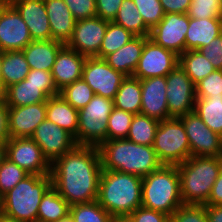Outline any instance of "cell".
<instances>
[{
	"instance_id": "cell-1",
	"label": "cell",
	"mask_w": 222,
	"mask_h": 222,
	"mask_svg": "<svg viewBox=\"0 0 222 222\" xmlns=\"http://www.w3.org/2000/svg\"><path fill=\"white\" fill-rule=\"evenodd\" d=\"M101 171L98 148L76 145L51 164L52 186L70 206L93 202L98 198Z\"/></svg>"
},
{
	"instance_id": "cell-2",
	"label": "cell",
	"mask_w": 222,
	"mask_h": 222,
	"mask_svg": "<svg viewBox=\"0 0 222 222\" xmlns=\"http://www.w3.org/2000/svg\"><path fill=\"white\" fill-rule=\"evenodd\" d=\"M97 148L102 169L105 170L143 178L163 165L152 146L136 144L126 138L106 140Z\"/></svg>"
},
{
	"instance_id": "cell-3",
	"label": "cell",
	"mask_w": 222,
	"mask_h": 222,
	"mask_svg": "<svg viewBox=\"0 0 222 222\" xmlns=\"http://www.w3.org/2000/svg\"><path fill=\"white\" fill-rule=\"evenodd\" d=\"M97 201L112 217L129 216L142 206V177L102 169Z\"/></svg>"
},
{
	"instance_id": "cell-4",
	"label": "cell",
	"mask_w": 222,
	"mask_h": 222,
	"mask_svg": "<svg viewBox=\"0 0 222 222\" xmlns=\"http://www.w3.org/2000/svg\"><path fill=\"white\" fill-rule=\"evenodd\" d=\"M184 205H205L222 168V156H191L177 165Z\"/></svg>"
},
{
	"instance_id": "cell-5",
	"label": "cell",
	"mask_w": 222,
	"mask_h": 222,
	"mask_svg": "<svg viewBox=\"0 0 222 222\" xmlns=\"http://www.w3.org/2000/svg\"><path fill=\"white\" fill-rule=\"evenodd\" d=\"M51 186V174H29L0 198V212L21 222H37L40 202Z\"/></svg>"
},
{
	"instance_id": "cell-6",
	"label": "cell",
	"mask_w": 222,
	"mask_h": 222,
	"mask_svg": "<svg viewBox=\"0 0 222 222\" xmlns=\"http://www.w3.org/2000/svg\"><path fill=\"white\" fill-rule=\"evenodd\" d=\"M184 205L177 165H162L142 178V206L171 216Z\"/></svg>"
},
{
	"instance_id": "cell-7",
	"label": "cell",
	"mask_w": 222,
	"mask_h": 222,
	"mask_svg": "<svg viewBox=\"0 0 222 222\" xmlns=\"http://www.w3.org/2000/svg\"><path fill=\"white\" fill-rule=\"evenodd\" d=\"M152 147L163 165H178L190 158V144L181 119L160 121Z\"/></svg>"
},
{
	"instance_id": "cell-8",
	"label": "cell",
	"mask_w": 222,
	"mask_h": 222,
	"mask_svg": "<svg viewBox=\"0 0 222 222\" xmlns=\"http://www.w3.org/2000/svg\"><path fill=\"white\" fill-rule=\"evenodd\" d=\"M114 108L113 100L94 95L78 110L77 145L98 147L107 140L108 118Z\"/></svg>"
},
{
	"instance_id": "cell-9",
	"label": "cell",
	"mask_w": 222,
	"mask_h": 222,
	"mask_svg": "<svg viewBox=\"0 0 222 222\" xmlns=\"http://www.w3.org/2000/svg\"><path fill=\"white\" fill-rule=\"evenodd\" d=\"M166 96L170 117L179 118L194 111L195 84L178 64L166 76Z\"/></svg>"
},
{
	"instance_id": "cell-10",
	"label": "cell",
	"mask_w": 222,
	"mask_h": 222,
	"mask_svg": "<svg viewBox=\"0 0 222 222\" xmlns=\"http://www.w3.org/2000/svg\"><path fill=\"white\" fill-rule=\"evenodd\" d=\"M125 78V75L114 70L103 58L87 57L84 62L82 79L96 95L113 100Z\"/></svg>"
},
{
	"instance_id": "cell-11",
	"label": "cell",
	"mask_w": 222,
	"mask_h": 222,
	"mask_svg": "<svg viewBox=\"0 0 222 222\" xmlns=\"http://www.w3.org/2000/svg\"><path fill=\"white\" fill-rule=\"evenodd\" d=\"M6 158L29 174H51V164L31 137L10 138L6 145Z\"/></svg>"
},
{
	"instance_id": "cell-12",
	"label": "cell",
	"mask_w": 222,
	"mask_h": 222,
	"mask_svg": "<svg viewBox=\"0 0 222 222\" xmlns=\"http://www.w3.org/2000/svg\"><path fill=\"white\" fill-rule=\"evenodd\" d=\"M179 118L188 136L191 156H222V137L208 128L195 111Z\"/></svg>"
},
{
	"instance_id": "cell-13",
	"label": "cell",
	"mask_w": 222,
	"mask_h": 222,
	"mask_svg": "<svg viewBox=\"0 0 222 222\" xmlns=\"http://www.w3.org/2000/svg\"><path fill=\"white\" fill-rule=\"evenodd\" d=\"M178 64L179 56L175 52L148 38L144 42L142 55L132 77L140 80L156 76L166 77Z\"/></svg>"
},
{
	"instance_id": "cell-14",
	"label": "cell",
	"mask_w": 222,
	"mask_h": 222,
	"mask_svg": "<svg viewBox=\"0 0 222 222\" xmlns=\"http://www.w3.org/2000/svg\"><path fill=\"white\" fill-rule=\"evenodd\" d=\"M188 26L189 16L187 14L168 13L150 30L149 39L179 56L185 52Z\"/></svg>"
},
{
	"instance_id": "cell-15",
	"label": "cell",
	"mask_w": 222,
	"mask_h": 222,
	"mask_svg": "<svg viewBox=\"0 0 222 222\" xmlns=\"http://www.w3.org/2000/svg\"><path fill=\"white\" fill-rule=\"evenodd\" d=\"M31 138L41 148L43 156L50 164L77 145L70 133L48 119L37 126Z\"/></svg>"
},
{
	"instance_id": "cell-16",
	"label": "cell",
	"mask_w": 222,
	"mask_h": 222,
	"mask_svg": "<svg viewBox=\"0 0 222 222\" xmlns=\"http://www.w3.org/2000/svg\"><path fill=\"white\" fill-rule=\"evenodd\" d=\"M108 22L97 16L77 20L73 35L66 45L81 55L95 57L101 48Z\"/></svg>"
},
{
	"instance_id": "cell-17",
	"label": "cell",
	"mask_w": 222,
	"mask_h": 222,
	"mask_svg": "<svg viewBox=\"0 0 222 222\" xmlns=\"http://www.w3.org/2000/svg\"><path fill=\"white\" fill-rule=\"evenodd\" d=\"M28 26L13 6H5L0 13V50H23L32 42Z\"/></svg>"
},
{
	"instance_id": "cell-18",
	"label": "cell",
	"mask_w": 222,
	"mask_h": 222,
	"mask_svg": "<svg viewBox=\"0 0 222 222\" xmlns=\"http://www.w3.org/2000/svg\"><path fill=\"white\" fill-rule=\"evenodd\" d=\"M141 81V114L157 121L171 118L168 113L166 77L156 76Z\"/></svg>"
},
{
	"instance_id": "cell-19",
	"label": "cell",
	"mask_w": 222,
	"mask_h": 222,
	"mask_svg": "<svg viewBox=\"0 0 222 222\" xmlns=\"http://www.w3.org/2000/svg\"><path fill=\"white\" fill-rule=\"evenodd\" d=\"M46 119V102L9 107L10 138L31 137L37 126Z\"/></svg>"
},
{
	"instance_id": "cell-20",
	"label": "cell",
	"mask_w": 222,
	"mask_h": 222,
	"mask_svg": "<svg viewBox=\"0 0 222 222\" xmlns=\"http://www.w3.org/2000/svg\"><path fill=\"white\" fill-rule=\"evenodd\" d=\"M86 58L66 44L59 50L51 71L58 91L82 79V70Z\"/></svg>"
},
{
	"instance_id": "cell-21",
	"label": "cell",
	"mask_w": 222,
	"mask_h": 222,
	"mask_svg": "<svg viewBox=\"0 0 222 222\" xmlns=\"http://www.w3.org/2000/svg\"><path fill=\"white\" fill-rule=\"evenodd\" d=\"M13 7L28 26L33 41L52 39L44 0H17Z\"/></svg>"
},
{
	"instance_id": "cell-22",
	"label": "cell",
	"mask_w": 222,
	"mask_h": 222,
	"mask_svg": "<svg viewBox=\"0 0 222 222\" xmlns=\"http://www.w3.org/2000/svg\"><path fill=\"white\" fill-rule=\"evenodd\" d=\"M52 39L67 44L71 39L76 20L63 0H44Z\"/></svg>"
},
{
	"instance_id": "cell-23",
	"label": "cell",
	"mask_w": 222,
	"mask_h": 222,
	"mask_svg": "<svg viewBox=\"0 0 222 222\" xmlns=\"http://www.w3.org/2000/svg\"><path fill=\"white\" fill-rule=\"evenodd\" d=\"M222 33V18L195 19L189 17L185 37V51L207 46Z\"/></svg>"
},
{
	"instance_id": "cell-24",
	"label": "cell",
	"mask_w": 222,
	"mask_h": 222,
	"mask_svg": "<svg viewBox=\"0 0 222 222\" xmlns=\"http://www.w3.org/2000/svg\"><path fill=\"white\" fill-rule=\"evenodd\" d=\"M149 37L136 36L117 51L107 55L104 60L116 71L132 77L142 55L144 42Z\"/></svg>"
},
{
	"instance_id": "cell-25",
	"label": "cell",
	"mask_w": 222,
	"mask_h": 222,
	"mask_svg": "<svg viewBox=\"0 0 222 222\" xmlns=\"http://www.w3.org/2000/svg\"><path fill=\"white\" fill-rule=\"evenodd\" d=\"M65 44L57 40L30 42L22 51L30 69L52 71L56 56Z\"/></svg>"
},
{
	"instance_id": "cell-26",
	"label": "cell",
	"mask_w": 222,
	"mask_h": 222,
	"mask_svg": "<svg viewBox=\"0 0 222 222\" xmlns=\"http://www.w3.org/2000/svg\"><path fill=\"white\" fill-rule=\"evenodd\" d=\"M46 119L70 133L77 144L78 110L60 95L48 98Z\"/></svg>"
},
{
	"instance_id": "cell-27",
	"label": "cell",
	"mask_w": 222,
	"mask_h": 222,
	"mask_svg": "<svg viewBox=\"0 0 222 222\" xmlns=\"http://www.w3.org/2000/svg\"><path fill=\"white\" fill-rule=\"evenodd\" d=\"M44 85H34L26 79L5 89V102L9 107H19L39 102H47Z\"/></svg>"
},
{
	"instance_id": "cell-28",
	"label": "cell",
	"mask_w": 222,
	"mask_h": 222,
	"mask_svg": "<svg viewBox=\"0 0 222 222\" xmlns=\"http://www.w3.org/2000/svg\"><path fill=\"white\" fill-rule=\"evenodd\" d=\"M29 70L28 62L22 50L3 52L0 81L5 89L24 80Z\"/></svg>"
},
{
	"instance_id": "cell-29",
	"label": "cell",
	"mask_w": 222,
	"mask_h": 222,
	"mask_svg": "<svg viewBox=\"0 0 222 222\" xmlns=\"http://www.w3.org/2000/svg\"><path fill=\"white\" fill-rule=\"evenodd\" d=\"M141 81L134 77H126L114 99V107L133 114L141 113Z\"/></svg>"
},
{
	"instance_id": "cell-30",
	"label": "cell",
	"mask_w": 222,
	"mask_h": 222,
	"mask_svg": "<svg viewBox=\"0 0 222 222\" xmlns=\"http://www.w3.org/2000/svg\"><path fill=\"white\" fill-rule=\"evenodd\" d=\"M69 211L70 205L51 186L40 202L37 222H58L62 217L69 214Z\"/></svg>"
},
{
	"instance_id": "cell-31",
	"label": "cell",
	"mask_w": 222,
	"mask_h": 222,
	"mask_svg": "<svg viewBox=\"0 0 222 222\" xmlns=\"http://www.w3.org/2000/svg\"><path fill=\"white\" fill-rule=\"evenodd\" d=\"M194 111L208 128L222 137V97H196Z\"/></svg>"
},
{
	"instance_id": "cell-32",
	"label": "cell",
	"mask_w": 222,
	"mask_h": 222,
	"mask_svg": "<svg viewBox=\"0 0 222 222\" xmlns=\"http://www.w3.org/2000/svg\"><path fill=\"white\" fill-rule=\"evenodd\" d=\"M112 22L124 27L135 36L149 37L150 29L145 25L133 0L122 1Z\"/></svg>"
},
{
	"instance_id": "cell-33",
	"label": "cell",
	"mask_w": 222,
	"mask_h": 222,
	"mask_svg": "<svg viewBox=\"0 0 222 222\" xmlns=\"http://www.w3.org/2000/svg\"><path fill=\"white\" fill-rule=\"evenodd\" d=\"M179 65L195 85L215 70L199 50H188L179 55Z\"/></svg>"
},
{
	"instance_id": "cell-34",
	"label": "cell",
	"mask_w": 222,
	"mask_h": 222,
	"mask_svg": "<svg viewBox=\"0 0 222 222\" xmlns=\"http://www.w3.org/2000/svg\"><path fill=\"white\" fill-rule=\"evenodd\" d=\"M159 121L144 114H134L127 135L128 140L146 146H152Z\"/></svg>"
},
{
	"instance_id": "cell-35",
	"label": "cell",
	"mask_w": 222,
	"mask_h": 222,
	"mask_svg": "<svg viewBox=\"0 0 222 222\" xmlns=\"http://www.w3.org/2000/svg\"><path fill=\"white\" fill-rule=\"evenodd\" d=\"M135 37V35L124 27L119 26L114 22H108L101 48L95 57L104 59L107 55L117 51Z\"/></svg>"
},
{
	"instance_id": "cell-36",
	"label": "cell",
	"mask_w": 222,
	"mask_h": 222,
	"mask_svg": "<svg viewBox=\"0 0 222 222\" xmlns=\"http://www.w3.org/2000/svg\"><path fill=\"white\" fill-rule=\"evenodd\" d=\"M74 222H111L112 216L102 208L98 201L74 204L69 211Z\"/></svg>"
},
{
	"instance_id": "cell-37",
	"label": "cell",
	"mask_w": 222,
	"mask_h": 222,
	"mask_svg": "<svg viewBox=\"0 0 222 222\" xmlns=\"http://www.w3.org/2000/svg\"><path fill=\"white\" fill-rule=\"evenodd\" d=\"M59 95L75 109L80 110L92 100L95 93L83 79H80L60 90Z\"/></svg>"
},
{
	"instance_id": "cell-38",
	"label": "cell",
	"mask_w": 222,
	"mask_h": 222,
	"mask_svg": "<svg viewBox=\"0 0 222 222\" xmlns=\"http://www.w3.org/2000/svg\"><path fill=\"white\" fill-rule=\"evenodd\" d=\"M134 114L113 108L107 124V140L127 138Z\"/></svg>"
},
{
	"instance_id": "cell-39",
	"label": "cell",
	"mask_w": 222,
	"mask_h": 222,
	"mask_svg": "<svg viewBox=\"0 0 222 222\" xmlns=\"http://www.w3.org/2000/svg\"><path fill=\"white\" fill-rule=\"evenodd\" d=\"M28 175L24 169L5 158L0 165V198Z\"/></svg>"
},
{
	"instance_id": "cell-40",
	"label": "cell",
	"mask_w": 222,
	"mask_h": 222,
	"mask_svg": "<svg viewBox=\"0 0 222 222\" xmlns=\"http://www.w3.org/2000/svg\"><path fill=\"white\" fill-rule=\"evenodd\" d=\"M187 15L190 18H222V0H192Z\"/></svg>"
},
{
	"instance_id": "cell-41",
	"label": "cell",
	"mask_w": 222,
	"mask_h": 222,
	"mask_svg": "<svg viewBox=\"0 0 222 222\" xmlns=\"http://www.w3.org/2000/svg\"><path fill=\"white\" fill-rule=\"evenodd\" d=\"M145 25L151 30L154 28L164 17L160 0H133Z\"/></svg>"
},
{
	"instance_id": "cell-42",
	"label": "cell",
	"mask_w": 222,
	"mask_h": 222,
	"mask_svg": "<svg viewBox=\"0 0 222 222\" xmlns=\"http://www.w3.org/2000/svg\"><path fill=\"white\" fill-rule=\"evenodd\" d=\"M196 97H222V70H214L196 85Z\"/></svg>"
},
{
	"instance_id": "cell-43",
	"label": "cell",
	"mask_w": 222,
	"mask_h": 222,
	"mask_svg": "<svg viewBox=\"0 0 222 222\" xmlns=\"http://www.w3.org/2000/svg\"><path fill=\"white\" fill-rule=\"evenodd\" d=\"M170 222H208L206 205H182L170 216Z\"/></svg>"
},
{
	"instance_id": "cell-44",
	"label": "cell",
	"mask_w": 222,
	"mask_h": 222,
	"mask_svg": "<svg viewBox=\"0 0 222 222\" xmlns=\"http://www.w3.org/2000/svg\"><path fill=\"white\" fill-rule=\"evenodd\" d=\"M25 79L34 85H44V94L48 98L59 95L50 71L30 69Z\"/></svg>"
},
{
	"instance_id": "cell-45",
	"label": "cell",
	"mask_w": 222,
	"mask_h": 222,
	"mask_svg": "<svg viewBox=\"0 0 222 222\" xmlns=\"http://www.w3.org/2000/svg\"><path fill=\"white\" fill-rule=\"evenodd\" d=\"M74 19L82 20L96 17V0H63Z\"/></svg>"
},
{
	"instance_id": "cell-46",
	"label": "cell",
	"mask_w": 222,
	"mask_h": 222,
	"mask_svg": "<svg viewBox=\"0 0 222 222\" xmlns=\"http://www.w3.org/2000/svg\"><path fill=\"white\" fill-rule=\"evenodd\" d=\"M216 70H222V33L207 46L198 49Z\"/></svg>"
},
{
	"instance_id": "cell-47",
	"label": "cell",
	"mask_w": 222,
	"mask_h": 222,
	"mask_svg": "<svg viewBox=\"0 0 222 222\" xmlns=\"http://www.w3.org/2000/svg\"><path fill=\"white\" fill-rule=\"evenodd\" d=\"M131 222H170V216L160 211L140 206L129 216Z\"/></svg>"
},
{
	"instance_id": "cell-48",
	"label": "cell",
	"mask_w": 222,
	"mask_h": 222,
	"mask_svg": "<svg viewBox=\"0 0 222 222\" xmlns=\"http://www.w3.org/2000/svg\"><path fill=\"white\" fill-rule=\"evenodd\" d=\"M123 0H96V16L112 22Z\"/></svg>"
},
{
	"instance_id": "cell-49",
	"label": "cell",
	"mask_w": 222,
	"mask_h": 222,
	"mask_svg": "<svg viewBox=\"0 0 222 222\" xmlns=\"http://www.w3.org/2000/svg\"><path fill=\"white\" fill-rule=\"evenodd\" d=\"M191 1L192 0H160V3L165 14H187Z\"/></svg>"
},
{
	"instance_id": "cell-50",
	"label": "cell",
	"mask_w": 222,
	"mask_h": 222,
	"mask_svg": "<svg viewBox=\"0 0 222 222\" xmlns=\"http://www.w3.org/2000/svg\"><path fill=\"white\" fill-rule=\"evenodd\" d=\"M10 139L9 134V106L0 103V141H7Z\"/></svg>"
},
{
	"instance_id": "cell-51",
	"label": "cell",
	"mask_w": 222,
	"mask_h": 222,
	"mask_svg": "<svg viewBox=\"0 0 222 222\" xmlns=\"http://www.w3.org/2000/svg\"><path fill=\"white\" fill-rule=\"evenodd\" d=\"M205 205H222V168L220 170L218 178L212 186L211 193Z\"/></svg>"
},
{
	"instance_id": "cell-52",
	"label": "cell",
	"mask_w": 222,
	"mask_h": 222,
	"mask_svg": "<svg viewBox=\"0 0 222 222\" xmlns=\"http://www.w3.org/2000/svg\"><path fill=\"white\" fill-rule=\"evenodd\" d=\"M208 222H222V205L206 206Z\"/></svg>"
},
{
	"instance_id": "cell-53",
	"label": "cell",
	"mask_w": 222,
	"mask_h": 222,
	"mask_svg": "<svg viewBox=\"0 0 222 222\" xmlns=\"http://www.w3.org/2000/svg\"><path fill=\"white\" fill-rule=\"evenodd\" d=\"M6 145L7 143L5 141H0V165L6 158Z\"/></svg>"
},
{
	"instance_id": "cell-54",
	"label": "cell",
	"mask_w": 222,
	"mask_h": 222,
	"mask_svg": "<svg viewBox=\"0 0 222 222\" xmlns=\"http://www.w3.org/2000/svg\"><path fill=\"white\" fill-rule=\"evenodd\" d=\"M0 222H21V221L10 218L0 212Z\"/></svg>"
},
{
	"instance_id": "cell-55",
	"label": "cell",
	"mask_w": 222,
	"mask_h": 222,
	"mask_svg": "<svg viewBox=\"0 0 222 222\" xmlns=\"http://www.w3.org/2000/svg\"><path fill=\"white\" fill-rule=\"evenodd\" d=\"M111 222H131V220L127 216L122 217H112Z\"/></svg>"
},
{
	"instance_id": "cell-56",
	"label": "cell",
	"mask_w": 222,
	"mask_h": 222,
	"mask_svg": "<svg viewBox=\"0 0 222 222\" xmlns=\"http://www.w3.org/2000/svg\"><path fill=\"white\" fill-rule=\"evenodd\" d=\"M5 102V88L3 87L1 81H0V103Z\"/></svg>"
},
{
	"instance_id": "cell-57",
	"label": "cell",
	"mask_w": 222,
	"mask_h": 222,
	"mask_svg": "<svg viewBox=\"0 0 222 222\" xmlns=\"http://www.w3.org/2000/svg\"><path fill=\"white\" fill-rule=\"evenodd\" d=\"M58 222H74V221L69 213L65 217H62Z\"/></svg>"
},
{
	"instance_id": "cell-58",
	"label": "cell",
	"mask_w": 222,
	"mask_h": 222,
	"mask_svg": "<svg viewBox=\"0 0 222 222\" xmlns=\"http://www.w3.org/2000/svg\"><path fill=\"white\" fill-rule=\"evenodd\" d=\"M5 6H13L17 0H0Z\"/></svg>"
},
{
	"instance_id": "cell-59",
	"label": "cell",
	"mask_w": 222,
	"mask_h": 222,
	"mask_svg": "<svg viewBox=\"0 0 222 222\" xmlns=\"http://www.w3.org/2000/svg\"><path fill=\"white\" fill-rule=\"evenodd\" d=\"M3 59V52L0 50V77H1V62Z\"/></svg>"
},
{
	"instance_id": "cell-60",
	"label": "cell",
	"mask_w": 222,
	"mask_h": 222,
	"mask_svg": "<svg viewBox=\"0 0 222 222\" xmlns=\"http://www.w3.org/2000/svg\"><path fill=\"white\" fill-rule=\"evenodd\" d=\"M5 8V5L2 3V2H0V13L2 12V10Z\"/></svg>"
}]
</instances>
